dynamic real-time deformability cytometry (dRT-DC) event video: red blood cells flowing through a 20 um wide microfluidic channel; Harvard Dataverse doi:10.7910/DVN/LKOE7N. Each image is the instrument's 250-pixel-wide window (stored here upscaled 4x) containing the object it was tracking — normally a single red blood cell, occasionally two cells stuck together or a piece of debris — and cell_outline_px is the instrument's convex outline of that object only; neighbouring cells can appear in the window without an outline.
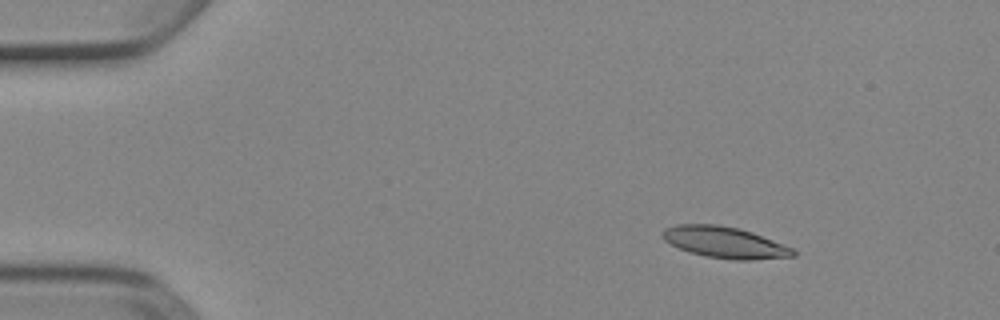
{"species": "Egyptian fruit bat (a non-hibernating species)", "species_latin": "Rousettus aegyptiacus", "temperature_condition": "cold", "stored_images_in_passage": 4, "camera_frame_rate_fps": 3000, "um_per_image_px": 0.085, "animal": {"sex": "female"}, "frame": {"image": 1, "passage_image": 2, "time_ms": 0.333, "image_size_px": [1000, 320], "cell_outline_px": [[796, 256], [752, 260], [732, 260], [704, 256], [688, 252], [664, 240], [660, 236], [660, 232], [664, 228], [676, 224], [716, 224], [740, 228], [752, 232], [792, 248], [796, 252]], "centroid_in_image_um": [61.56, 20.6], "position_along_channel_um": 23.4, "area_um2": 23.99}}